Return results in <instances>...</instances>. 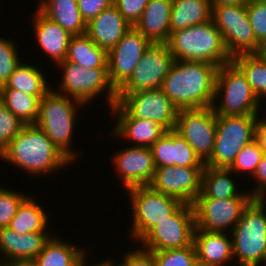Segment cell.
I'll use <instances>...</instances> for the list:
<instances>
[{
	"label": "cell",
	"mask_w": 266,
	"mask_h": 266,
	"mask_svg": "<svg viewBox=\"0 0 266 266\" xmlns=\"http://www.w3.org/2000/svg\"><path fill=\"white\" fill-rule=\"evenodd\" d=\"M217 70L211 63L175 60L161 89L179 110L211 107Z\"/></svg>",
	"instance_id": "6da1fadb"
},
{
	"label": "cell",
	"mask_w": 266,
	"mask_h": 266,
	"mask_svg": "<svg viewBox=\"0 0 266 266\" xmlns=\"http://www.w3.org/2000/svg\"><path fill=\"white\" fill-rule=\"evenodd\" d=\"M0 158L36 176L72 163L35 124L25 125L0 153Z\"/></svg>",
	"instance_id": "7a4b0ae2"
},
{
	"label": "cell",
	"mask_w": 266,
	"mask_h": 266,
	"mask_svg": "<svg viewBox=\"0 0 266 266\" xmlns=\"http://www.w3.org/2000/svg\"><path fill=\"white\" fill-rule=\"evenodd\" d=\"M166 44L174 60L206 62L218 68L232 61L212 20L170 33Z\"/></svg>",
	"instance_id": "3957f363"
},
{
	"label": "cell",
	"mask_w": 266,
	"mask_h": 266,
	"mask_svg": "<svg viewBox=\"0 0 266 266\" xmlns=\"http://www.w3.org/2000/svg\"><path fill=\"white\" fill-rule=\"evenodd\" d=\"M51 88L40 100L39 116L35 123L54 145L71 161L78 157L72 150V137L78 109L82 102ZM80 106V108H79Z\"/></svg>",
	"instance_id": "277c9868"
},
{
	"label": "cell",
	"mask_w": 266,
	"mask_h": 266,
	"mask_svg": "<svg viewBox=\"0 0 266 266\" xmlns=\"http://www.w3.org/2000/svg\"><path fill=\"white\" fill-rule=\"evenodd\" d=\"M266 199L254 198L233 227V257L239 266L266 262Z\"/></svg>",
	"instance_id": "5b68a950"
},
{
	"label": "cell",
	"mask_w": 266,
	"mask_h": 266,
	"mask_svg": "<svg viewBox=\"0 0 266 266\" xmlns=\"http://www.w3.org/2000/svg\"><path fill=\"white\" fill-rule=\"evenodd\" d=\"M260 103L245 75L232 61L218 68L211 106L216 116L258 115Z\"/></svg>",
	"instance_id": "8992f818"
},
{
	"label": "cell",
	"mask_w": 266,
	"mask_h": 266,
	"mask_svg": "<svg viewBox=\"0 0 266 266\" xmlns=\"http://www.w3.org/2000/svg\"><path fill=\"white\" fill-rule=\"evenodd\" d=\"M258 115L217 116L216 138L210 159L205 166L229 168L237 154L255 139Z\"/></svg>",
	"instance_id": "52a82bcc"
},
{
	"label": "cell",
	"mask_w": 266,
	"mask_h": 266,
	"mask_svg": "<svg viewBox=\"0 0 266 266\" xmlns=\"http://www.w3.org/2000/svg\"><path fill=\"white\" fill-rule=\"evenodd\" d=\"M57 65L63 74L59 85L60 90L55 91H60L59 93L87 105L105 89L109 107L111 108L117 102V92L109 82L107 68H85L68 61Z\"/></svg>",
	"instance_id": "ba28073f"
},
{
	"label": "cell",
	"mask_w": 266,
	"mask_h": 266,
	"mask_svg": "<svg viewBox=\"0 0 266 266\" xmlns=\"http://www.w3.org/2000/svg\"><path fill=\"white\" fill-rule=\"evenodd\" d=\"M133 222L131 237L139 241L152 227L168 219L183 203L154 190L150 185L128 189Z\"/></svg>",
	"instance_id": "9c48e42d"
},
{
	"label": "cell",
	"mask_w": 266,
	"mask_h": 266,
	"mask_svg": "<svg viewBox=\"0 0 266 266\" xmlns=\"http://www.w3.org/2000/svg\"><path fill=\"white\" fill-rule=\"evenodd\" d=\"M211 6V20L221 32L230 57L256 54L260 44L256 41L249 22L246 4Z\"/></svg>",
	"instance_id": "30bf717a"
},
{
	"label": "cell",
	"mask_w": 266,
	"mask_h": 266,
	"mask_svg": "<svg viewBox=\"0 0 266 266\" xmlns=\"http://www.w3.org/2000/svg\"><path fill=\"white\" fill-rule=\"evenodd\" d=\"M196 228L193 205L183 203L168 219L152 227L138 242L148 252L188 247Z\"/></svg>",
	"instance_id": "8fae6325"
},
{
	"label": "cell",
	"mask_w": 266,
	"mask_h": 266,
	"mask_svg": "<svg viewBox=\"0 0 266 266\" xmlns=\"http://www.w3.org/2000/svg\"><path fill=\"white\" fill-rule=\"evenodd\" d=\"M254 199L251 192L226 199L197 197L193 204L196 228L208 232H232L245 208ZM229 227L231 230H229Z\"/></svg>",
	"instance_id": "7c38bea8"
},
{
	"label": "cell",
	"mask_w": 266,
	"mask_h": 266,
	"mask_svg": "<svg viewBox=\"0 0 266 266\" xmlns=\"http://www.w3.org/2000/svg\"><path fill=\"white\" fill-rule=\"evenodd\" d=\"M216 122L217 116L212 107L180 109L178 112L175 131L194 149L204 164L213 152Z\"/></svg>",
	"instance_id": "4fadbf2b"
},
{
	"label": "cell",
	"mask_w": 266,
	"mask_h": 266,
	"mask_svg": "<svg viewBox=\"0 0 266 266\" xmlns=\"http://www.w3.org/2000/svg\"><path fill=\"white\" fill-rule=\"evenodd\" d=\"M174 57L166 43H151L128 81L117 94H131L162 88L164 78L173 65Z\"/></svg>",
	"instance_id": "5bb4252c"
},
{
	"label": "cell",
	"mask_w": 266,
	"mask_h": 266,
	"mask_svg": "<svg viewBox=\"0 0 266 266\" xmlns=\"http://www.w3.org/2000/svg\"><path fill=\"white\" fill-rule=\"evenodd\" d=\"M117 102L133 118L152 120L167 130H175L179 109L161 88L117 94Z\"/></svg>",
	"instance_id": "9a60e30c"
},
{
	"label": "cell",
	"mask_w": 266,
	"mask_h": 266,
	"mask_svg": "<svg viewBox=\"0 0 266 266\" xmlns=\"http://www.w3.org/2000/svg\"><path fill=\"white\" fill-rule=\"evenodd\" d=\"M151 42L132 26L108 51V78L117 92L131 77Z\"/></svg>",
	"instance_id": "2e32d148"
},
{
	"label": "cell",
	"mask_w": 266,
	"mask_h": 266,
	"mask_svg": "<svg viewBox=\"0 0 266 266\" xmlns=\"http://www.w3.org/2000/svg\"><path fill=\"white\" fill-rule=\"evenodd\" d=\"M204 167L165 166L156 168L150 186L182 203L193 205L201 193Z\"/></svg>",
	"instance_id": "e0dca14e"
},
{
	"label": "cell",
	"mask_w": 266,
	"mask_h": 266,
	"mask_svg": "<svg viewBox=\"0 0 266 266\" xmlns=\"http://www.w3.org/2000/svg\"><path fill=\"white\" fill-rule=\"evenodd\" d=\"M111 159L126 190L151 184L156 167L150 147L131 145L116 152Z\"/></svg>",
	"instance_id": "ac0fdd59"
},
{
	"label": "cell",
	"mask_w": 266,
	"mask_h": 266,
	"mask_svg": "<svg viewBox=\"0 0 266 266\" xmlns=\"http://www.w3.org/2000/svg\"><path fill=\"white\" fill-rule=\"evenodd\" d=\"M112 115L117 117L111 136L134 141L133 146L151 147L168 130L161 124L148 120L133 118L118 102L111 108ZM136 141V145H135Z\"/></svg>",
	"instance_id": "d6986e66"
},
{
	"label": "cell",
	"mask_w": 266,
	"mask_h": 266,
	"mask_svg": "<svg viewBox=\"0 0 266 266\" xmlns=\"http://www.w3.org/2000/svg\"><path fill=\"white\" fill-rule=\"evenodd\" d=\"M150 148L156 168L205 167L194 149L175 130H168Z\"/></svg>",
	"instance_id": "ffe728a7"
},
{
	"label": "cell",
	"mask_w": 266,
	"mask_h": 266,
	"mask_svg": "<svg viewBox=\"0 0 266 266\" xmlns=\"http://www.w3.org/2000/svg\"><path fill=\"white\" fill-rule=\"evenodd\" d=\"M51 237L48 232L21 234L5 227L0 229V254L6 258L7 264L33 261L43 251L44 245Z\"/></svg>",
	"instance_id": "44dd1931"
},
{
	"label": "cell",
	"mask_w": 266,
	"mask_h": 266,
	"mask_svg": "<svg viewBox=\"0 0 266 266\" xmlns=\"http://www.w3.org/2000/svg\"><path fill=\"white\" fill-rule=\"evenodd\" d=\"M132 26L112 4L86 24V34L105 49H112Z\"/></svg>",
	"instance_id": "7402d4cb"
},
{
	"label": "cell",
	"mask_w": 266,
	"mask_h": 266,
	"mask_svg": "<svg viewBox=\"0 0 266 266\" xmlns=\"http://www.w3.org/2000/svg\"><path fill=\"white\" fill-rule=\"evenodd\" d=\"M226 233L195 229L193 243L199 266H225L234 259L232 236Z\"/></svg>",
	"instance_id": "603a6c76"
},
{
	"label": "cell",
	"mask_w": 266,
	"mask_h": 266,
	"mask_svg": "<svg viewBox=\"0 0 266 266\" xmlns=\"http://www.w3.org/2000/svg\"><path fill=\"white\" fill-rule=\"evenodd\" d=\"M173 0H150L134 27L151 43H167Z\"/></svg>",
	"instance_id": "cb8c5ba5"
},
{
	"label": "cell",
	"mask_w": 266,
	"mask_h": 266,
	"mask_svg": "<svg viewBox=\"0 0 266 266\" xmlns=\"http://www.w3.org/2000/svg\"><path fill=\"white\" fill-rule=\"evenodd\" d=\"M34 18L33 27L38 46L55 63L63 62L72 36L59 24L45 17L38 9Z\"/></svg>",
	"instance_id": "d4e9b609"
},
{
	"label": "cell",
	"mask_w": 266,
	"mask_h": 266,
	"mask_svg": "<svg viewBox=\"0 0 266 266\" xmlns=\"http://www.w3.org/2000/svg\"><path fill=\"white\" fill-rule=\"evenodd\" d=\"M39 4L38 10L71 36L86 33V22L81 16L77 0H41Z\"/></svg>",
	"instance_id": "484cf974"
},
{
	"label": "cell",
	"mask_w": 266,
	"mask_h": 266,
	"mask_svg": "<svg viewBox=\"0 0 266 266\" xmlns=\"http://www.w3.org/2000/svg\"><path fill=\"white\" fill-rule=\"evenodd\" d=\"M212 6L209 0H173L170 31L184 29L211 20Z\"/></svg>",
	"instance_id": "4316f807"
},
{
	"label": "cell",
	"mask_w": 266,
	"mask_h": 266,
	"mask_svg": "<svg viewBox=\"0 0 266 266\" xmlns=\"http://www.w3.org/2000/svg\"><path fill=\"white\" fill-rule=\"evenodd\" d=\"M64 61L85 68H107L108 52L96 45L85 33L71 37Z\"/></svg>",
	"instance_id": "83f0119b"
},
{
	"label": "cell",
	"mask_w": 266,
	"mask_h": 266,
	"mask_svg": "<svg viewBox=\"0 0 266 266\" xmlns=\"http://www.w3.org/2000/svg\"><path fill=\"white\" fill-rule=\"evenodd\" d=\"M55 237V238H54ZM52 236L43 251L33 260L37 266H78L86 256L83 248Z\"/></svg>",
	"instance_id": "f1b7e54d"
},
{
	"label": "cell",
	"mask_w": 266,
	"mask_h": 266,
	"mask_svg": "<svg viewBox=\"0 0 266 266\" xmlns=\"http://www.w3.org/2000/svg\"><path fill=\"white\" fill-rule=\"evenodd\" d=\"M47 79L37 67L20 62L9 80L0 89H15L23 93L37 96L40 100L51 89Z\"/></svg>",
	"instance_id": "f546056e"
},
{
	"label": "cell",
	"mask_w": 266,
	"mask_h": 266,
	"mask_svg": "<svg viewBox=\"0 0 266 266\" xmlns=\"http://www.w3.org/2000/svg\"><path fill=\"white\" fill-rule=\"evenodd\" d=\"M233 172L229 168H212L205 166L202 173L201 193L197 197L226 199L239 196L237 182L229 176ZM238 191V192H237Z\"/></svg>",
	"instance_id": "4dcf8cb0"
},
{
	"label": "cell",
	"mask_w": 266,
	"mask_h": 266,
	"mask_svg": "<svg viewBox=\"0 0 266 266\" xmlns=\"http://www.w3.org/2000/svg\"><path fill=\"white\" fill-rule=\"evenodd\" d=\"M27 196L19 205L17 212L8 227L17 233L47 232L48 216L43 207Z\"/></svg>",
	"instance_id": "1f68e13d"
},
{
	"label": "cell",
	"mask_w": 266,
	"mask_h": 266,
	"mask_svg": "<svg viewBox=\"0 0 266 266\" xmlns=\"http://www.w3.org/2000/svg\"><path fill=\"white\" fill-rule=\"evenodd\" d=\"M0 101L25 125L35 124L40 99L15 89H0Z\"/></svg>",
	"instance_id": "d6a6232c"
},
{
	"label": "cell",
	"mask_w": 266,
	"mask_h": 266,
	"mask_svg": "<svg viewBox=\"0 0 266 266\" xmlns=\"http://www.w3.org/2000/svg\"><path fill=\"white\" fill-rule=\"evenodd\" d=\"M242 71L258 100L266 97V63L256 54H243L232 58Z\"/></svg>",
	"instance_id": "836d02e7"
},
{
	"label": "cell",
	"mask_w": 266,
	"mask_h": 266,
	"mask_svg": "<svg viewBox=\"0 0 266 266\" xmlns=\"http://www.w3.org/2000/svg\"><path fill=\"white\" fill-rule=\"evenodd\" d=\"M151 253L157 266H199L194 243L188 247Z\"/></svg>",
	"instance_id": "e575fe53"
},
{
	"label": "cell",
	"mask_w": 266,
	"mask_h": 266,
	"mask_svg": "<svg viewBox=\"0 0 266 266\" xmlns=\"http://www.w3.org/2000/svg\"><path fill=\"white\" fill-rule=\"evenodd\" d=\"M263 156V151L256 139L246 144L237 154L229 169L234 173H248L251 176L255 173L258 164Z\"/></svg>",
	"instance_id": "d590c367"
},
{
	"label": "cell",
	"mask_w": 266,
	"mask_h": 266,
	"mask_svg": "<svg viewBox=\"0 0 266 266\" xmlns=\"http://www.w3.org/2000/svg\"><path fill=\"white\" fill-rule=\"evenodd\" d=\"M15 41L0 37V88L5 86L16 67L20 64Z\"/></svg>",
	"instance_id": "8d00e7d4"
},
{
	"label": "cell",
	"mask_w": 266,
	"mask_h": 266,
	"mask_svg": "<svg viewBox=\"0 0 266 266\" xmlns=\"http://www.w3.org/2000/svg\"><path fill=\"white\" fill-rule=\"evenodd\" d=\"M25 124L0 101V153Z\"/></svg>",
	"instance_id": "74e56055"
},
{
	"label": "cell",
	"mask_w": 266,
	"mask_h": 266,
	"mask_svg": "<svg viewBox=\"0 0 266 266\" xmlns=\"http://www.w3.org/2000/svg\"><path fill=\"white\" fill-rule=\"evenodd\" d=\"M246 10L256 41L266 42V1L247 0Z\"/></svg>",
	"instance_id": "f35d334b"
},
{
	"label": "cell",
	"mask_w": 266,
	"mask_h": 266,
	"mask_svg": "<svg viewBox=\"0 0 266 266\" xmlns=\"http://www.w3.org/2000/svg\"><path fill=\"white\" fill-rule=\"evenodd\" d=\"M27 196L20 191L7 190L0 186V229L8 227L19 205Z\"/></svg>",
	"instance_id": "ab89813d"
},
{
	"label": "cell",
	"mask_w": 266,
	"mask_h": 266,
	"mask_svg": "<svg viewBox=\"0 0 266 266\" xmlns=\"http://www.w3.org/2000/svg\"><path fill=\"white\" fill-rule=\"evenodd\" d=\"M150 0H113V4L125 20L134 26L140 19L142 12Z\"/></svg>",
	"instance_id": "60d3db41"
},
{
	"label": "cell",
	"mask_w": 266,
	"mask_h": 266,
	"mask_svg": "<svg viewBox=\"0 0 266 266\" xmlns=\"http://www.w3.org/2000/svg\"><path fill=\"white\" fill-rule=\"evenodd\" d=\"M79 11L86 24L113 4V0H77Z\"/></svg>",
	"instance_id": "b9f144b4"
},
{
	"label": "cell",
	"mask_w": 266,
	"mask_h": 266,
	"mask_svg": "<svg viewBox=\"0 0 266 266\" xmlns=\"http://www.w3.org/2000/svg\"><path fill=\"white\" fill-rule=\"evenodd\" d=\"M124 255L122 261L126 266H157L153 254L141 249V247L136 250L132 249Z\"/></svg>",
	"instance_id": "7bdbcfd3"
},
{
	"label": "cell",
	"mask_w": 266,
	"mask_h": 266,
	"mask_svg": "<svg viewBox=\"0 0 266 266\" xmlns=\"http://www.w3.org/2000/svg\"><path fill=\"white\" fill-rule=\"evenodd\" d=\"M257 181L255 190L251 192L254 198L266 199V155H263L252 178Z\"/></svg>",
	"instance_id": "ee69618b"
},
{
	"label": "cell",
	"mask_w": 266,
	"mask_h": 266,
	"mask_svg": "<svg viewBox=\"0 0 266 266\" xmlns=\"http://www.w3.org/2000/svg\"><path fill=\"white\" fill-rule=\"evenodd\" d=\"M255 139L263 151V155H266V117L261 118L256 126Z\"/></svg>",
	"instance_id": "f6af8a7d"
},
{
	"label": "cell",
	"mask_w": 266,
	"mask_h": 266,
	"mask_svg": "<svg viewBox=\"0 0 266 266\" xmlns=\"http://www.w3.org/2000/svg\"><path fill=\"white\" fill-rule=\"evenodd\" d=\"M211 5H240L246 4L247 0H209Z\"/></svg>",
	"instance_id": "bcb514c9"
},
{
	"label": "cell",
	"mask_w": 266,
	"mask_h": 266,
	"mask_svg": "<svg viewBox=\"0 0 266 266\" xmlns=\"http://www.w3.org/2000/svg\"><path fill=\"white\" fill-rule=\"evenodd\" d=\"M256 55L266 63V42H263L262 44L259 45V49Z\"/></svg>",
	"instance_id": "7dc6e473"
},
{
	"label": "cell",
	"mask_w": 266,
	"mask_h": 266,
	"mask_svg": "<svg viewBox=\"0 0 266 266\" xmlns=\"http://www.w3.org/2000/svg\"><path fill=\"white\" fill-rule=\"evenodd\" d=\"M8 266H37L33 261H18L8 264Z\"/></svg>",
	"instance_id": "c3c4849f"
},
{
	"label": "cell",
	"mask_w": 266,
	"mask_h": 266,
	"mask_svg": "<svg viewBox=\"0 0 266 266\" xmlns=\"http://www.w3.org/2000/svg\"><path fill=\"white\" fill-rule=\"evenodd\" d=\"M85 259H86V257H84L81 261H80V263H79V265L78 266H88V265H86V261H85ZM90 266H108V259L105 261V260H103V261H101V262H99V263H97V264H93V265H90Z\"/></svg>",
	"instance_id": "681fc988"
},
{
	"label": "cell",
	"mask_w": 266,
	"mask_h": 266,
	"mask_svg": "<svg viewBox=\"0 0 266 266\" xmlns=\"http://www.w3.org/2000/svg\"><path fill=\"white\" fill-rule=\"evenodd\" d=\"M113 260L112 259H108V266H126L123 262L122 263H116L115 264V262H114V264H113V262H112Z\"/></svg>",
	"instance_id": "f907efd6"
},
{
	"label": "cell",
	"mask_w": 266,
	"mask_h": 266,
	"mask_svg": "<svg viewBox=\"0 0 266 266\" xmlns=\"http://www.w3.org/2000/svg\"><path fill=\"white\" fill-rule=\"evenodd\" d=\"M0 266H8V264L5 262V260H3V263H1V261H0Z\"/></svg>",
	"instance_id": "816d5d0a"
}]
</instances>
